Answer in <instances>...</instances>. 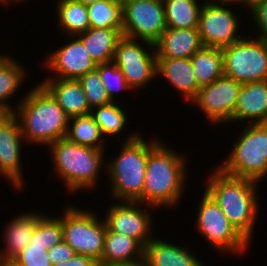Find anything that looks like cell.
I'll return each instance as SVG.
<instances>
[{
  "label": "cell",
  "instance_id": "6da1fadb",
  "mask_svg": "<svg viewBox=\"0 0 267 266\" xmlns=\"http://www.w3.org/2000/svg\"><path fill=\"white\" fill-rule=\"evenodd\" d=\"M153 138L149 142L142 196L137 202L157 209L165 206L170 210L184 197L188 158L175 152L158 137Z\"/></svg>",
  "mask_w": 267,
  "mask_h": 266
},
{
  "label": "cell",
  "instance_id": "7a4b0ae2",
  "mask_svg": "<svg viewBox=\"0 0 267 266\" xmlns=\"http://www.w3.org/2000/svg\"><path fill=\"white\" fill-rule=\"evenodd\" d=\"M209 172L203 190L216 201L230 223L251 244L261 209L258 199V185L261 183L225 174L218 167Z\"/></svg>",
  "mask_w": 267,
  "mask_h": 266
},
{
  "label": "cell",
  "instance_id": "3957f363",
  "mask_svg": "<svg viewBox=\"0 0 267 266\" xmlns=\"http://www.w3.org/2000/svg\"><path fill=\"white\" fill-rule=\"evenodd\" d=\"M35 85L18 100L13 113L26 144L48 146L65 138L70 117L40 83Z\"/></svg>",
  "mask_w": 267,
  "mask_h": 266
},
{
  "label": "cell",
  "instance_id": "277c9868",
  "mask_svg": "<svg viewBox=\"0 0 267 266\" xmlns=\"http://www.w3.org/2000/svg\"><path fill=\"white\" fill-rule=\"evenodd\" d=\"M143 137L139 131L125 135L119 153L106 162L105 173L113 201L137 202L142 196L150 142Z\"/></svg>",
  "mask_w": 267,
  "mask_h": 266
},
{
  "label": "cell",
  "instance_id": "5b68a950",
  "mask_svg": "<svg viewBox=\"0 0 267 266\" xmlns=\"http://www.w3.org/2000/svg\"><path fill=\"white\" fill-rule=\"evenodd\" d=\"M47 147L51 152L48 153L52 156L53 171L55 170L59 176L57 178L64 182L67 192L75 194L96 187L99 174L106 168L105 150L75 144L66 138L59 139Z\"/></svg>",
  "mask_w": 267,
  "mask_h": 266
},
{
  "label": "cell",
  "instance_id": "8992f818",
  "mask_svg": "<svg viewBox=\"0 0 267 266\" xmlns=\"http://www.w3.org/2000/svg\"><path fill=\"white\" fill-rule=\"evenodd\" d=\"M243 124L241 134L217 167L225 174L260 183L267 178V123Z\"/></svg>",
  "mask_w": 267,
  "mask_h": 266
},
{
  "label": "cell",
  "instance_id": "52a82bcc",
  "mask_svg": "<svg viewBox=\"0 0 267 266\" xmlns=\"http://www.w3.org/2000/svg\"><path fill=\"white\" fill-rule=\"evenodd\" d=\"M58 215L63 225V240L76 254L92 257L96 262L102 258L106 222L98 213L71 204ZM103 219V220H101Z\"/></svg>",
  "mask_w": 267,
  "mask_h": 266
},
{
  "label": "cell",
  "instance_id": "ba28073f",
  "mask_svg": "<svg viewBox=\"0 0 267 266\" xmlns=\"http://www.w3.org/2000/svg\"><path fill=\"white\" fill-rule=\"evenodd\" d=\"M202 192L198 211L194 217L195 229L215 250L224 255H243L250 244L230 223L216 201L205 191ZM243 253V254H242Z\"/></svg>",
  "mask_w": 267,
  "mask_h": 266
},
{
  "label": "cell",
  "instance_id": "9c48e42d",
  "mask_svg": "<svg viewBox=\"0 0 267 266\" xmlns=\"http://www.w3.org/2000/svg\"><path fill=\"white\" fill-rule=\"evenodd\" d=\"M244 36L221 48L224 75L242 84L267 80V42Z\"/></svg>",
  "mask_w": 267,
  "mask_h": 266
},
{
  "label": "cell",
  "instance_id": "30bf717a",
  "mask_svg": "<svg viewBox=\"0 0 267 266\" xmlns=\"http://www.w3.org/2000/svg\"><path fill=\"white\" fill-rule=\"evenodd\" d=\"M139 42L123 36L118 41L113 57V62L122 71L133 91H139L157 79L154 44L143 40Z\"/></svg>",
  "mask_w": 267,
  "mask_h": 266
},
{
  "label": "cell",
  "instance_id": "8fae6325",
  "mask_svg": "<svg viewBox=\"0 0 267 266\" xmlns=\"http://www.w3.org/2000/svg\"><path fill=\"white\" fill-rule=\"evenodd\" d=\"M232 5L209 0L203 2L198 31L204 46L223 48L243 37L241 32H238L241 29L240 22L243 21L235 14L236 10Z\"/></svg>",
  "mask_w": 267,
  "mask_h": 266
},
{
  "label": "cell",
  "instance_id": "7c38bea8",
  "mask_svg": "<svg viewBox=\"0 0 267 266\" xmlns=\"http://www.w3.org/2000/svg\"><path fill=\"white\" fill-rule=\"evenodd\" d=\"M145 205V207H143ZM158 210L141 202L117 201L109 205L104 220L112 232L136 240L143 248L154 238L150 210Z\"/></svg>",
  "mask_w": 267,
  "mask_h": 266
},
{
  "label": "cell",
  "instance_id": "4fadbf2b",
  "mask_svg": "<svg viewBox=\"0 0 267 266\" xmlns=\"http://www.w3.org/2000/svg\"><path fill=\"white\" fill-rule=\"evenodd\" d=\"M124 37L155 44L166 30L163 0H136L122 8Z\"/></svg>",
  "mask_w": 267,
  "mask_h": 266
},
{
  "label": "cell",
  "instance_id": "5bb4252c",
  "mask_svg": "<svg viewBox=\"0 0 267 266\" xmlns=\"http://www.w3.org/2000/svg\"><path fill=\"white\" fill-rule=\"evenodd\" d=\"M241 87L242 83L224 75L201 87L190 103L198 107L209 125H226L235 111Z\"/></svg>",
  "mask_w": 267,
  "mask_h": 266
},
{
  "label": "cell",
  "instance_id": "9a60e30c",
  "mask_svg": "<svg viewBox=\"0 0 267 266\" xmlns=\"http://www.w3.org/2000/svg\"><path fill=\"white\" fill-rule=\"evenodd\" d=\"M24 143L16 115L13 112L0 113V175L18 191H22L25 185L21 160Z\"/></svg>",
  "mask_w": 267,
  "mask_h": 266
},
{
  "label": "cell",
  "instance_id": "2e32d148",
  "mask_svg": "<svg viewBox=\"0 0 267 266\" xmlns=\"http://www.w3.org/2000/svg\"><path fill=\"white\" fill-rule=\"evenodd\" d=\"M66 44L57 47V50L46 54L43 68L51 71L48 78H62L78 80L89 71L94 70L97 64L90 57L89 52L77 36H67ZM53 72V73H52Z\"/></svg>",
  "mask_w": 267,
  "mask_h": 266
},
{
  "label": "cell",
  "instance_id": "e0dca14e",
  "mask_svg": "<svg viewBox=\"0 0 267 266\" xmlns=\"http://www.w3.org/2000/svg\"><path fill=\"white\" fill-rule=\"evenodd\" d=\"M267 123V80L242 84L230 122Z\"/></svg>",
  "mask_w": 267,
  "mask_h": 266
},
{
  "label": "cell",
  "instance_id": "ac0fdd59",
  "mask_svg": "<svg viewBox=\"0 0 267 266\" xmlns=\"http://www.w3.org/2000/svg\"><path fill=\"white\" fill-rule=\"evenodd\" d=\"M158 76L168 81L189 104L200 89L190 58H156V77Z\"/></svg>",
  "mask_w": 267,
  "mask_h": 266
},
{
  "label": "cell",
  "instance_id": "d6986e66",
  "mask_svg": "<svg viewBox=\"0 0 267 266\" xmlns=\"http://www.w3.org/2000/svg\"><path fill=\"white\" fill-rule=\"evenodd\" d=\"M31 211L17 214L4 226L3 239L5 240L3 249L0 250V260H12L31 243L36 223L44 214V211Z\"/></svg>",
  "mask_w": 267,
  "mask_h": 266
},
{
  "label": "cell",
  "instance_id": "ffe728a7",
  "mask_svg": "<svg viewBox=\"0 0 267 266\" xmlns=\"http://www.w3.org/2000/svg\"><path fill=\"white\" fill-rule=\"evenodd\" d=\"M203 46L198 28H166L154 44L157 58H191Z\"/></svg>",
  "mask_w": 267,
  "mask_h": 266
},
{
  "label": "cell",
  "instance_id": "44dd1931",
  "mask_svg": "<svg viewBox=\"0 0 267 266\" xmlns=\"http://www.w3.org/2000/svg\"><path fill=\"white\" fill-rule=\"evenodd\" d=\"M187 247L155 236L144 247L143 259L148 266H206Z\"/></svg>",
  "mask_w": 267,
  "mask_h": 266
},
{
  "label": "cell",
  "instance_id": "7402d4cb",
  "mask_svg": "<svg viewBox=\"0 0 267 266\" xmlns=\"http://www.w3.org/2000/svg\"><path fill=\"white\" fill-rule=\"evenodd\" d=\"M71 118L91 112L86 95L78 80L46 78L39 82Z\"/></svg>",
  "mask_w": 267,
  "mask_h": 266
},
{
  "label": "cell",
  "instance_id": "603a6c76",
  "mask_svg": "<svg viewBox=\"0 0 267 266\" xmlns=\"http://www.w3.org/2000/svg\"><path fill=\"white\" fill-rule=\"evenodd\" d=\"M144 248L129 236L112 232L108 227L104 239L100 266L134 263L143 259Z\"/></svg>",
  "mask_w": 267,
  "mask_h": 266
},
{
  "label": "cell",
  "instance_id": "cb8c5ba5",
  "mask_svg": "<svg viewBox=\"0 0 267 266\" xmlns=\"http://www.w3.org/2000/svg\"><path fill=\"white\" fill-rule=\"evenodd\" d=\"M26 67L8 54L0 53V113L14 112L16 106L11 105L10 99L16 96L18 89L27 79ZM10 98V99H9ZM9 100V101H8Z\"/></svg>",
  "mask_w": 267,
  "mask_h": 266
},
{
  "label": "cell",
  "instance_id": "d4e9b609",
  "mask_svg": "<svg viewBox=\"0 0 267 266\" xmlns=\"http://www.w3.org/2000/svg\"><path fill=\"white\" fill-rule=\"evenodd\" d=\"M83 43L96 64L113 61L118 41L123 37L122 30L108 28H89L76 35Z\"/></svg>",
  "mask_w": 267,
  "mask_h": 266
},
{
  "label": "cell",
  "instance_id": "484cf974",
  "mask_svg": "<svg viewBox=\"0 0 267 266\" xmlns=\"http://www.w3.org/2000/svg\"><path fill=\"white\" fill-rule=\"evenodd\" d=\"M190 60L200 88L224 76L223 52L219 47L203 46Z\"/></svg>",
  "mask_w": 267,
  "mask_h": 266
},
{
  "label": "cell",
  "instance_id": "4316f807",
  "mask_svg": "<svg viewBox=\"0 0 267 266\" xmlns=\"http://www.w3.org/2000/svg\"><path fill=\"white\" fill-rule=\"evenodd\" d=\"M56 20L62 34L76 36L90 28L87 6L78 0H56Z\"/></svg>",
  "mask_w": 267,
  "mask_h": 266
},
{
  "label": "cell",
  "instance_id": "83f0119b",
  "mask_svg": "<svg viewBox=\"0 0 267 266\" xmlns=\"http://www.w3.org/2000/svg\"><path fill=\"white\" fill-rule=\"evenodd\" d=\"M203 1L205 0H163L167 28H198Z\"/></svg>",
  "mask_w": 267,
  "mask_h": 266
},
{
  "label": "cell",
  "instance_id": "f1b7e54d",
  "mask_svg": "<svg viewBox=\"0 0 267 266\" xmlns=\"http://www.w3.org/2000/svg\"><path fill=\"white\" fill-rule=\"evenodd\" d=\"M65 138L72 143L100 150L106 147V139L90 113L71 117Z\"/></svg>",
  "mask_w": 267,
  "mask_h": 266
},
{
  "label": "cell",
  "instance_id": "f546056e",
  "mask_svg": "<svg viewBox=\"0 0 267 266\" xmlns=\"http://www.w3.org/2000/svg\"><path fill=\"white\" fill-rule=\"evenodd\" d=\"M119 103V101L112 102L91 109L90 114L98 124L103 137L106 139H108V136L112 138L116 135L115 137H118L122 131L126 130L127 118H129V116L126 114L127 112L124 111V108L122 109L123 105H118Z\"/></svg>",
  "mask_w": 267,
  "mask_h": 266
},
{
  "label": "cell",
  "instance_id": "4dcf8cb0",
  "mask_svg": "<svg viewBox=\"0 0 267 266\" xmlns=\"http://www.w3.org/2000/svg\"><path fill=\"white\" fill-rule=\"evenodd\" d=\"M91 28L122 30V7L114 0H99L87 6Z\"/></svg>",
  "mask_w": 267,
  "mask_h": 266
},
{
  "label": "cell",
  "instance_id": "1f68e13d",
  "mask_svg": "<svg viewBox=\"0 0 267 266\" xmlns=\"http://www.w3.org/2000/svg\"><path fill=\"white\" fill-rule=\"evenodd\" d=\"M63 241V225L57 216L47 215L46 212L38 219L31 244L46 246L49 250Z\"/></svg>",
  "mask_w": 267,
  "mask_h": 266
},
{
  "label": "cell",
  "instance_id": "d6a6232c",
  "mask_svg": "<svg viewBox=\"0 0 267 266\" xmlns=\"http://www.w3.org/2000/svg\"><path fill=\"white\" fill-rule=\"evenodd\" d=\"M92 109L112 103L103 86L99 71L95 68L78 79Z\"/></svg>",
  "mask_w": 267,
  "mask_h": 266
},
{
  "label": "cell",
  "instance_id": "836d02e7",
  "mask_svg": "<svg viewBox=\"0 0 267 266\" xmlns=\"http://www.w3.org/2000/svg\"><path fill=\"white\" fill-rule=\"evenodd\" d=\"M96 69L99 71L103 86L112 102H117V97L115 96H117V92L120 94V90L123 92H125V90H132L125 80L122 71L113 61L97 64Z\"/></svg>",
  "mask_w": 267,
  "mask_h": 266
},
{
  "label": "cell",
  "instance_id": "e575fe53",
  "mask_svg": "<svg viewBox=\"0 0 267 266\" xmlns=\"http://www.w3.org/2000/svg\"><path fill=\"white\" fill-rule=\"evenodd\" d=\"M48 251L44 245L30 243L11 261L18 266H51Z\"/></svg>",
  "mask_w": 267,
  "mask_h": 266
},
{
  "label": "cell",
  "instance_id": "d590c367",
  "mask_svg": "<svg viewBox=\"0 0 267 266\" xmlns=\"http://www.w3.org/2000/svg\"><path fill=\"white\" fill-rule=\"evenodd\" d=\"M253 19L252 23L255 25L256 36L254 37L260 39L261 41L267 42V0L262 2L254 3L249 9Z\"/></svg>",
  "mask_w": 267,
  "mask_h": 266
},
{
  "label": "cell",
  "instance_id": "8d00e7d4",
  "mask_svg": "<svg viewBox=\"0 0 267 266\" xmlns=\"http://www.w3.org/2000/svg\"><path fill=\"white\" fill-rule=\"evenodd\" d=\"M76 252L63 240L59 244L54 245L48 251L49 261L51 265L64 263L73 258Z\"/></svg>",
  "mask_w": 267,
  "mask_h": 266
},
{
  "label": "cell",
  "instance_id": "74e56055",
  "mask_svg": "<svg viewBox=\"0 0 267 266\" xmlns=\"http://www.w3.org/2000/svg\"><path fill=\"white\" fill-rule=\"evenodd\" d=\"M51 266H98L92 257L76 254L73 258L64 263H57Z\"/></svg>",
  "mask_w": 267,
  "mask_h": 266
},
{
  "label": "cell",
  "instance_id": "f35d334b",
  "mask_svg": "<svg viewBox=\"0 0 267 266\" xmlns=\"http://www.w3.org/2000/svg\"><path fill=\"white\" fill-rule=\"evenodd\" d=\"M211 2L215 3H225V4H233V5H243L244 7L246 6V0H209Z\"/></svg>",
  "mask_w": 267,
  "mask_h": 266
},
{
  "label": "cell",
  "instance_id": "ab89813d",
  "mask_svg": "<svg viewBox=\"0 0 267 266\" xmlns=\"http://www.w3.org/2000/svg\"><path fill=\"white\" fill-rule=\"evenodd\" d=\"M115 266H148L147 263L145 262L144 259L139 260L134 263H129V264H120V265H115Z\"/></svg>",
  "mask_w": 267,
  "mask_h": 266
},
{
  "label": "cell",
  "instance_id": "60d3db41",
  "mask_svg": "<svg viewBox=\"0 0 267 266\" xmlns=\"http://www.w3.org/2000/svg\"><path fill=\"white\" fill-rule=\"evenodd\" d=\"M0 266H18L11 260H0Z\"/></svg>",
  "mask_w": 267,
  "mask_h": 266
},
{
  "label": "cell",
  "instance_id": "b9f144b4",
  "mask_svg": "<svg viewBox=\"0 0 267 266\" xmlns=\"http://www.w3.org/2000/svg\"><path fill=\"white\" fill-rule=\"evenodd\" d=\"M115 2H117L118 4L121 5V7L123 8L125 5L134 2L136 0H114Z\"/></svg>",
  "mask_w": 267,
  "mask_h": 266
},
{
  "label": "cell",
  "instance_id": "7bdbcfd3",
  "mask_svg": "<svg viewBox=\"0 0 267 266\" xmlns=\"http://www.w3.org/2000/svg\"><path fill=\"white\" fill-rule=\"evenodd\" d=\"M262 1H265V0H246V7L245 9H249L254 3H257V2H262Z\"/></svg>",
  "mask_w": 267,
  "mask_h": 266
},
{
  "label": "cell",
  "instance_id": "ee69618b",
  "mask_svg": "<svg viewBox=\"0 0 267 266\" xmlns=\"http://www.w3.org/2000/svg\"><path fill=\"white\" fill-rule=\"evenodd\" d=\"M80 1L81 3L85 4L86 6L90 5V4H93L99 0H78Z\"/></svg>",
  "mask_w": 267,
  "mask_h": 266
},
{
  "label": "cell",
  "instance_id": "f6af8a7d",
  "mask_svg": "<svg viewBox=\"0 0 267 266\" xmlns=\"http://www.w3.org/2000/svg\"><path fill=\"white\" fill-rule=\"evenodd\" d=\"M5 1L7 2V4H12L10 2H16V4L21 2V1L25 2V0H5Z\"/></svg>",
  "mask_w": 267,
  "mask_h": 266
},
{
  "label": "cell",
  "instance_id": "bcb514c9",
  "mask_svg": "<svg viewBox=\"0 0 267 266\" xmlns=\"http://www.w3.org/2000/svg\"><path fill=\"white\" fill-rule=\"evenodd\" d=\"M1 3H2L3 5L5 4V5L9 6L5 0H0V4H1Z\"/></svg>",
  "mask_w": 267,
  "mask_h": 266
}]
</instances>
